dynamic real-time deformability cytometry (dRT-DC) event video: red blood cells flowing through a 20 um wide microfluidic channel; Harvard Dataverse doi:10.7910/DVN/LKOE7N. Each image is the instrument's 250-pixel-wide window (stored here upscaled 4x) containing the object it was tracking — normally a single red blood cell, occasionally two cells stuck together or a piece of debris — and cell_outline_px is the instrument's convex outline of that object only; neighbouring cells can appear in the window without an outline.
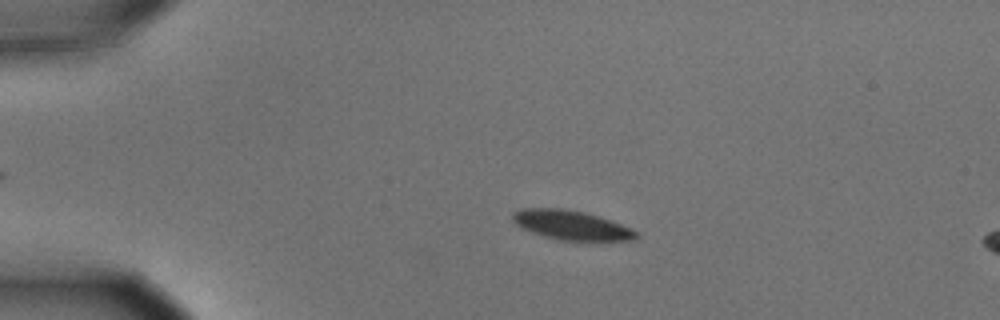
{"species": "common noctule bat (a hibernating species)", "species_latin": "Nyctalus noctula", "temperature_condition": "cold", "stored_images_in_passage": 4, "camera_frame_rate_fps": 3000, "um_per_image_px": 0.085, "animal": {"sex": "male", "body_mass_g": 15.6}, "frame": {"image": 1, "passage_image": 2, "time_ms": 0.333, "image_size_px": [1000, 320], "cell_outline_px": [[640, 236], [636, 240], [600, 244], [560, 240], [544, 236], [520, 228], [512, 220], [512, 212], [520, 208], [560, 208], [584, 212], [632, 228]], "centroid_in_image_um": [48.63, 19.2], "position_along_channel_um": 36.4, "area_um2": 22.08}}